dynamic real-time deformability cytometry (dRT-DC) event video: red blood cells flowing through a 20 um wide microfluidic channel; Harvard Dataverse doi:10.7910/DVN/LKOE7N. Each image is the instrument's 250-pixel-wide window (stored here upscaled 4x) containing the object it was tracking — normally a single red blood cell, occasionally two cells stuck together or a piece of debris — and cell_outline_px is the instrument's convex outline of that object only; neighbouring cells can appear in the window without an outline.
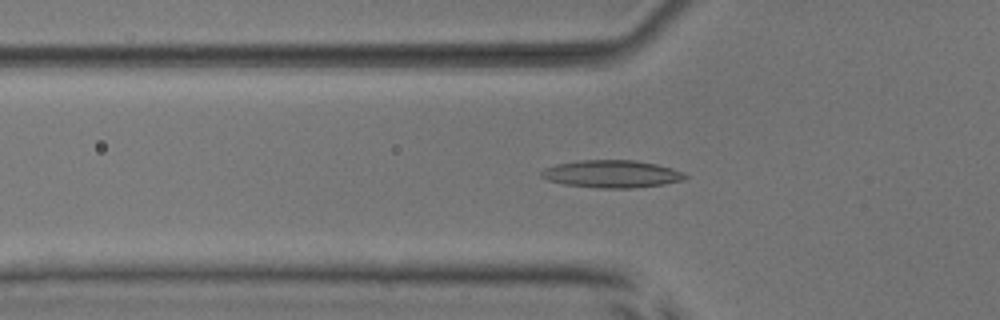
{"species": "common noctule bat (a hibernating species)", "species_latin": "Nyctalus noctula", "temperature_condition": "room temperature", "stored_images_in_passage": 52, "camera_frame_rate_fps": 3000, "um_per_image_px": 0.085, "animal": {"sex": "male", "body_mass_g": 17.9, "forearm_length_mm": 54.2}, "frame": {"image": 1, "passage_image": 17, "time_ms": 5.333, "image_size_px": [1000, 320], "cell_outline_px": [[688, 176], [684, 180], [664, 184], [632, 188], [596, 188], [564, 184], [548, 180], [540, 176], [540, 172], [544, 168], [556, 164], [580, 160], [636, 160], [656, 164], [672, 168]], "centroid_in_image_um": [51.97, 14.78], "position_along_channel_um": 73.8, "area_um2": 23.06}}
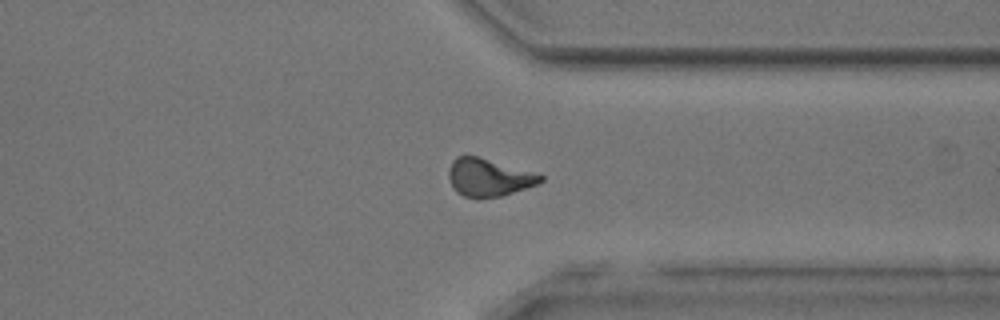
{"frame": {"image": 2, "passage_image": 40, "time_ms": 13.0, "image_size_px": [1000, 320], "cell_outline_px": [[544, 180], [536, 184], [500, 196], [480, 200], [476, 200], [464, 196], [456, 192], [448, 176], [448, 168], [452, 160], [456, 156], [476, 156], [544, 176]], "centroid_in_image_um": [41.46, 15.11], "position_along_channel_um": 369.9, "area_um2": 19.94}}
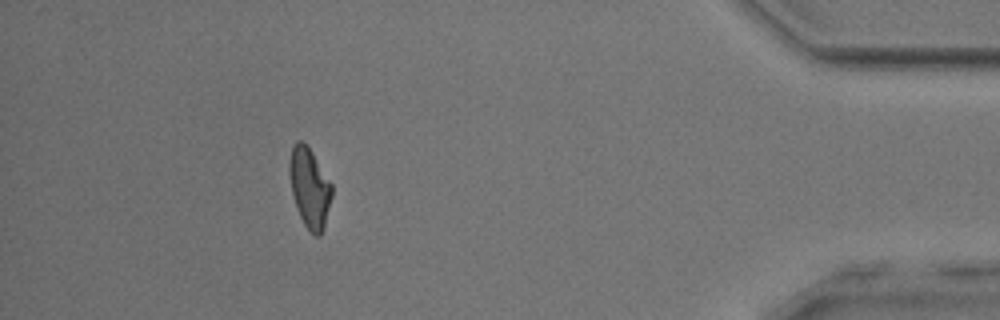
{"frame": {"image": 3, "passage_image": 47, "time_ms": 15.333, "image_size_px": [1000, 320], "cell_outline_px": [[332, 196], [324, 228], [320, 236], [316, 236], [304, 224], [296, 208], [292, 196], [288, 172], [288, 164], [292, 144], [296, 140], [304, 140], [312, 152], [332, 184]], "centroid_in_image_um": [26.29, 15.91], "position_along_channel_um": 408.9, "area_um2": 20.0}, "authors_computed_cell_mechanics": {"area_um2": 20.3167, "velocity_mm_per_s": 3.8686, "shape_relaxation_time_tau1_ms": 7.5862, "shape_relaxation_time_tau2_ms": 3.7272, "deformation_change_tau1": 0.2147, "deformation_change_tau2": 0.1028}}